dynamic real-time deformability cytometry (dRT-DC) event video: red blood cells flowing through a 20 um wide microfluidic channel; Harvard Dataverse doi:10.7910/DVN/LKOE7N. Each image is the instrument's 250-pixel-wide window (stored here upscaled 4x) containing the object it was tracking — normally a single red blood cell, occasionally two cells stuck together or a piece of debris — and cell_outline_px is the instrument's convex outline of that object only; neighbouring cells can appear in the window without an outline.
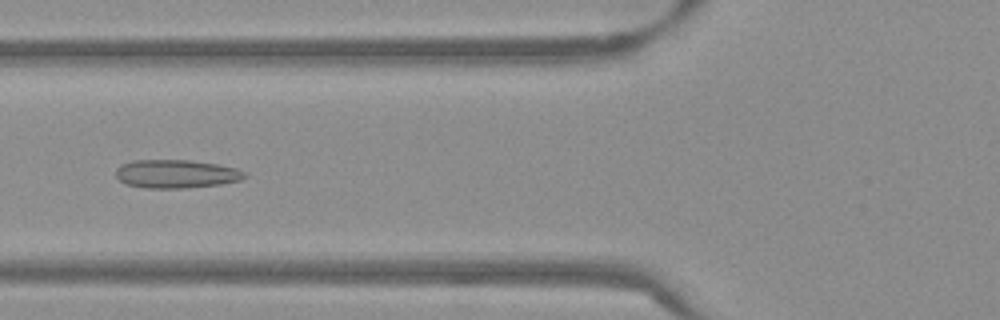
{"species": "Egyptian fruit bat (a non-hibernating species)", "species_latin": "Rousettus aegyptiacus", "temperature_condition": "warm", "stored_images_in_passage": 50, "camera_frame_rate_fps": 3000, "um_per_image_px": 0.085, "frame": {"image": 1, "passage_image": 18, "time_ms": 5.667, "image_size_px": [1000, 320], "cell_outline_px": [[248, 176], [240, 180], [220, 184], [188, 188], [144, 188], [128, 184], [120, 180], [116, 176], [116, 168], [120, 164], [132, 160], [188, 160], [216, 164], [236, 168], [248, 172]], "centroid_in_image_um": [14.99, 14.78], "position_along_channel_um": 110.8, "area_um2": 21.44}}
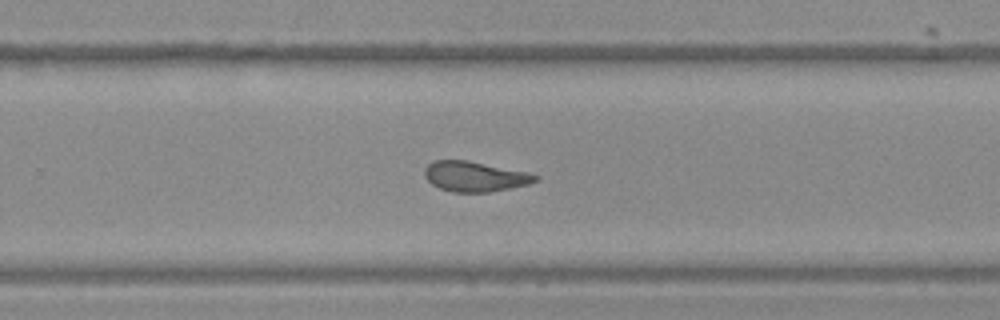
{"frame": {"image": 2, "passage_image": 32, "time_ms": 10.333, "image_size_px": [1000, 320], "cell_outline_px": [[540, 180], [528, 184], [488, 192], [452, 192], [440, 188], [432, 184], [424, 176], [424, 168], [432, 160], [468, 160], [528, 172], [540, 176]], "centroid_in_image_um": [40.36, 14.99], "position_along_channel_um": 289.4, "area_um2": 19.54}}
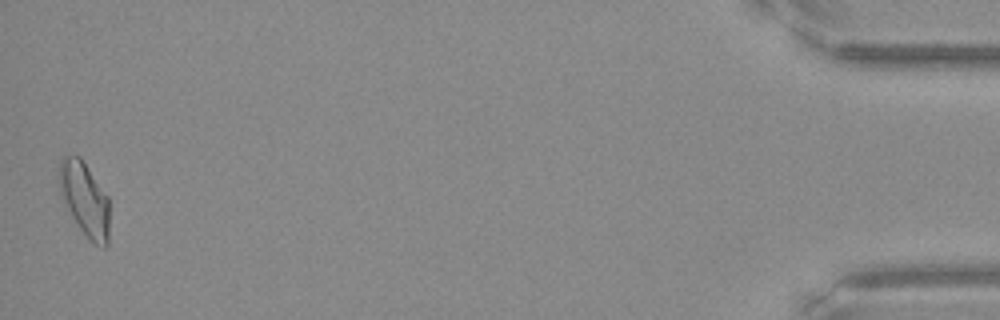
{"frame": {"image": 3, "passage_image": 50, "time_ms": 16.333, "image_size_px": [1000, 320], "cell_outline_px": [[108, 248], [104, 248], [88, 240], [64, 208], [60, 196], [56, 176], [60, 160], [64, 156], [80, 156], [108, 196]], "centroid_in_image_um": [7.13, 16.93], "position_along_channel_um": 428.1, "area_um2": 22.37}, "authors_computed_cell_mechanics": {"area_um2": 20.3167, "velocity_mm_per_s": 3.8285, "shape_relaxation_time_tau1_ms": null, "shape_relaxation_time_tau2_ms": 1.3596, "deformation_change_tau1": null, "deformation_change_tau2": 0.1038}}